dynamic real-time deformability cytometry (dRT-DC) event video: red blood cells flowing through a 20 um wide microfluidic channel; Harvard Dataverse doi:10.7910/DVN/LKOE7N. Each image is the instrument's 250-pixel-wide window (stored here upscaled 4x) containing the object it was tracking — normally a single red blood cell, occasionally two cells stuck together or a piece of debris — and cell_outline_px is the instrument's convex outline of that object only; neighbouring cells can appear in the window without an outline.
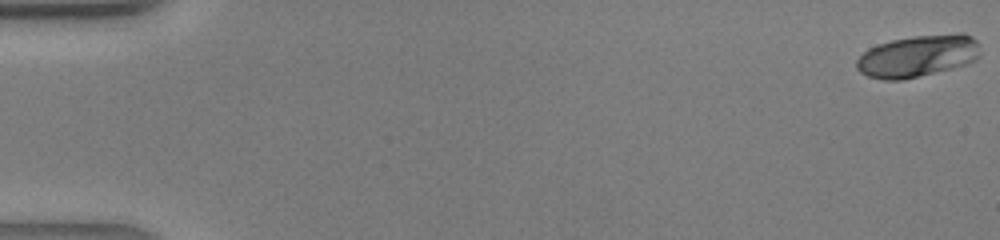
{"species": "human", "species_latin": "Homo sapiens", "temperature_condition": "warm", "stored_images_in_passage": 42, "camera_frame_rate_fps": 3000, "um_per_image_px": 0.085, "donor": {"sex": "male"}, "frame": {"image": 1, "passage_image": 1, "time_ms": 0.0, "image_size_px": [1000, 240], "cell_outline_px": [[980, 56], [976, 60], [952, 68], [904, 80], [884, 80], [868, 76], [860, 72], [856, 68], [856, 60], [868, 48], [876, 44], [892, 40], [916, 36], [960, 32], [964, 32], [972, 36], [976, 40]], "centroid_in_image_um": [78.0, 4.75], "position_along_channel_um": 7.0, "area_um2": 30.35}}
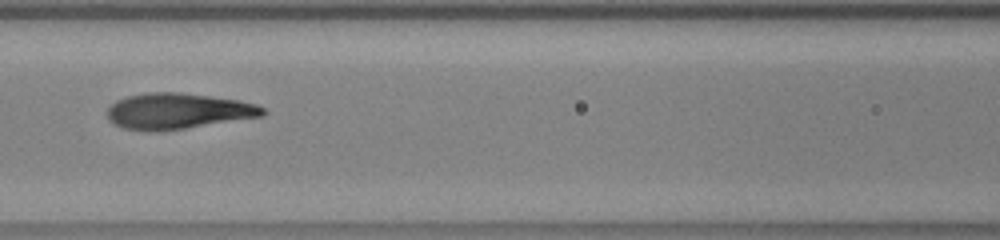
{"frame": {"image": 2, "passage_image": 20, "time_ms": 6.333, "image_size_px": [1000, 240], "cell_outline_px": [[268, 112], [264, 116], [184, 128], [156, 132], [148, 132], [124, 128], [108, 120], [108, 108], [116, 100], [128, 96], [148, 92], [176, 92], [240, 100], [256, 104], [264, 108]], "centroid_in_image_um": [15.13, 9.45], "position_along_channel_um": 151.5, "area_um2": 32.43}}
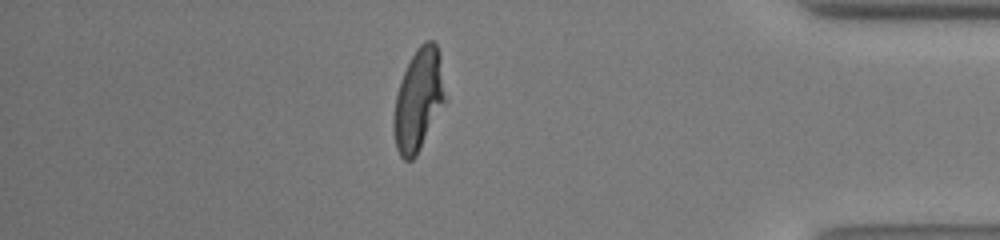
{"frame": {"image": 3, "passage_image": 37, "time_ms": 12.0, "image_size_px": [1000, 240], "cell_outline_px": [[448, 100], [416, 156], [412, 160], [404, 160], [400, 156], [396, 148], [392, 128], [392, 116], [396, 96], [400, 80], [416, 48], [424, 40], [432, 40], [436, 44], [440, 52]], "centroid_in_image_um": [35.6, 8.49], "position_along_channel_um": 399.6, "area_um2": 31.5}}